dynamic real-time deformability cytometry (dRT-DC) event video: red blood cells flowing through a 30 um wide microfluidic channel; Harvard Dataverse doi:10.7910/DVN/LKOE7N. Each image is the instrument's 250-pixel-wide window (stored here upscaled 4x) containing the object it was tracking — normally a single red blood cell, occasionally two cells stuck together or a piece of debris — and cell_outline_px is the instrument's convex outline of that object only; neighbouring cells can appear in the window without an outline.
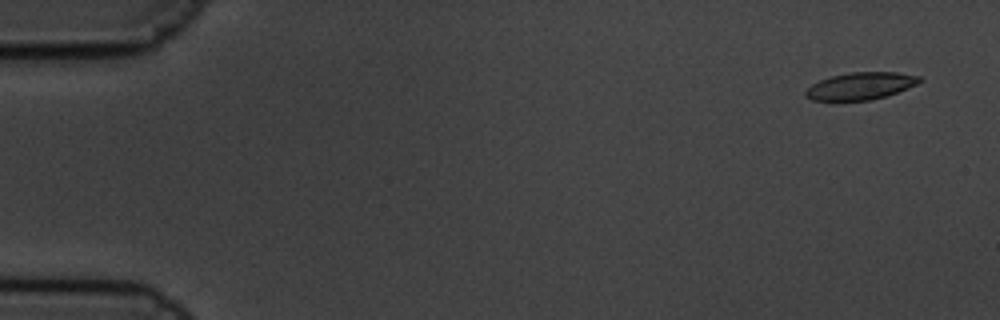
{"species": "common noctule bat (a hibernating species)", "species_latin": "Nyctalus noctula", "temperature_condition": "cold", "stored_images_in_passage": 9, "camera_frame_rate_fps": 3000, "um_per_image_px": 0.085, "animal": {"sex": "male", "body_mass_g": 19.5, "forearm_length_mm": 54.6}, "frame": {"image": 1, "passage_image": 1, "time_ms": 0.0, "image_size_px": [1000, 320], "cell_outline_px": [[920, 80], [916, 84], [896, 92], [884, 96], [868, 100], [836, 104], [812, 100], [804, 96], [804, 92], [812, 84], [820, 80], [832, 76], [852, 72], [896, 72], [920, 76]], "centroid_in_image_um": [73.03, 7.36], "position_along_channel_um": 12.0, "area_um2": 18.5}}